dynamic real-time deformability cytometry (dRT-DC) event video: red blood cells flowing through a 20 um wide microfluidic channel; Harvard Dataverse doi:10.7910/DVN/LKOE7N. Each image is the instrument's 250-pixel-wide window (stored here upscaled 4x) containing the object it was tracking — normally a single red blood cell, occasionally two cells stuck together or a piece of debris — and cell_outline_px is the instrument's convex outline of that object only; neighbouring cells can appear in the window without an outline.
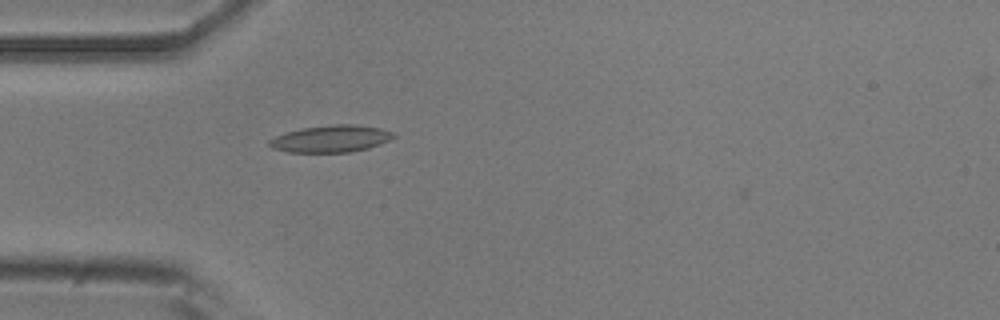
{"species": "common noctule bat (a hibernating species)", "species_latin": "Nyctalus noctula", "temperature_condition": "room temperature", "stored_images_in_passage": 35, "camera_frame_rate_fps": 3000, "um_per_image_px": 0.085, "animal": {"sex": "male", "body_mass_g": 20.5, "forearm_length_mm": 52.5}, "frame": {"image": 1, "passage_image": 1, "time_ms": 0.0, "image_size_px": [1000, 320], "cell_outline_px": [[396, 136], [380, 144], [368, 148], [352, 152], [288, 152], [272, 148], [268, 144], [268, 140], [276, 136], [300, 128], [332, 124], [356, 124], [380, 128], [396, 132]], "centroid_in_image_um": [28.15, 11.78], "position_along_channel_um": 56.8, "area_um2": 19.65}}
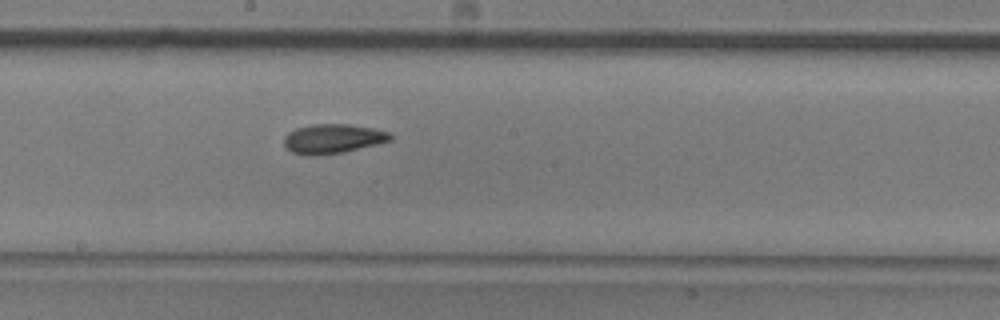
{"frame": {"image": 2, "passage_image": 14, "time_ms": 4.333, "image_size_px": [1000, 320], "cell_outline_px": [[392, 140], [344, 152], [316, 156], [304, 156], [292, 152], [284, 144], [284, 136], [288, 132], [296, 128], [312, 124], [348, 124], [372, 128], [388, 132], [392, 136]], "centroid_in_image_um": [28.25, 11.8], "position_along_channel_um": 219.9, "area_um2": 18.26}}
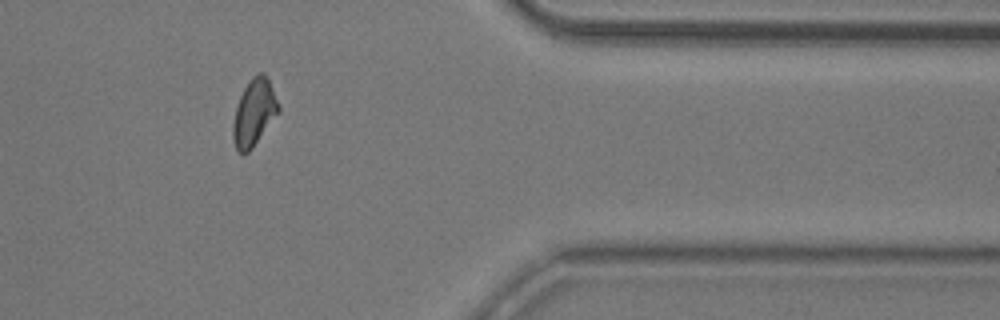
{"frame": {"image": 3, "passage_image": 29, "time_ms": 9.333, "image_size_px": [1000, 320], "cell_outline_px": [[280, 112], [252, 148], [248, 152], [240, 152], [236, 148], [232, 136], [232, 128], [236, 108], [240, 96], [244, 88], [252, 76], [256, 72], [264, 72], [272, 88], [280, 108]], "centroid_in_image_um": [21.6, 9.55], "position_along_channel_um": 389.8, "area_um2": 17.51}, "authors_computed_cell_mechanics": {"area_um2": 17.34, "velocity_mm_per_s": 3.8253, "shape_relaxation_time_tau1_ms": 8.0421, "shape_relaxation_time_tau2_ms": 3.9179, "deformation_change_tau1": 0.1722, "deformation_change_tau2": 0.1103}}